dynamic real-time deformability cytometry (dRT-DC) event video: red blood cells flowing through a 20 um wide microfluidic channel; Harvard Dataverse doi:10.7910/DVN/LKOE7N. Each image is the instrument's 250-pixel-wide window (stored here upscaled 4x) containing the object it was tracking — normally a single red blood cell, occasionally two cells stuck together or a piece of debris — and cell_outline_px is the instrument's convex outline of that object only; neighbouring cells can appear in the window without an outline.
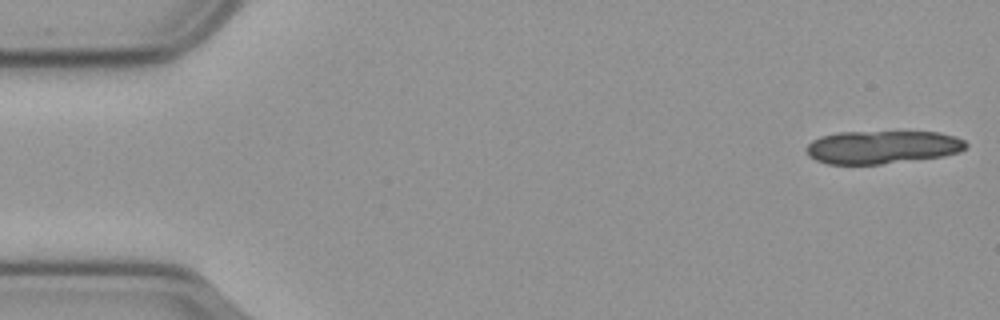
{"species": "common noctule bat (a hibernating species)", "species_latin": "Nyctalus noctula", "temperature_condition": "cold", "stored_images_in_passage": 18, "camera_frame_rate_fps": 3000, "um_per_image_px": 0.085, "animal": {"sex": "male", "body_mass_g": 23.1, "forearm_length_mm": 52.7}, "frame": {"image": 1, "passage_image": 1, "time_ms": 0.0, "image_size_px": [1000, 320], "cell_outline_px": [[968, 144], [960, 152], [944, 156], [880, 164], [828, 164], [816, 160], [808, 156], [804, 148], [812, 140], [820, 136], [836, 132], [940, 132], [956, 136], [964, 140]], "centroid_in_image_um": [74.97, 12.5], "position_along_channel_um": 10.0, "area_um2": 30.98}}